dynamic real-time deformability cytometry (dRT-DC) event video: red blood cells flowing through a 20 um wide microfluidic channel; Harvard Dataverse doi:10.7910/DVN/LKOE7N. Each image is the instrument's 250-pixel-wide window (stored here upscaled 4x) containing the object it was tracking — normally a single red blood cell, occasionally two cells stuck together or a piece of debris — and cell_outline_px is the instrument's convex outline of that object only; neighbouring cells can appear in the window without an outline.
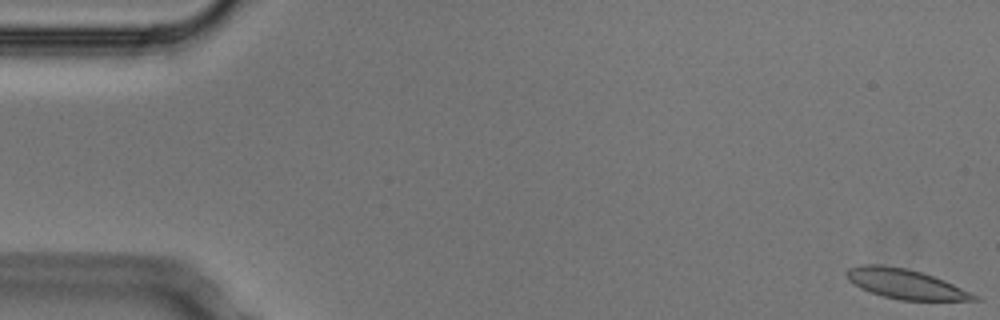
{"species": "Egyptian fruit bat (a non-hibernating species)", "species_latin": "Rousettus aegyptiacus", "temperature_condition": "cold", "stored_images_in_passage": 2, "camera_frame_rate_fps": 3000, "um_per_image_px": 0.085, "animal": {"sex": "male"}, "frame": {"image": 1, "passage_image": 1, "time_ms": 0.0, "image_size_px": [1000, 320], "cell_outline_px": [[980, 300], [900, 300], [884, 296], [860, 288], [848, 280], [844, 272], [848, 268], [860, 264], [880, 264], [904, 268], [920, 272], [944, 280], [980, 296]], "centroid_in_image_um": [76.93, 24.13], "position_along_channel_um": 8.1, "area_um2": 21.96}}
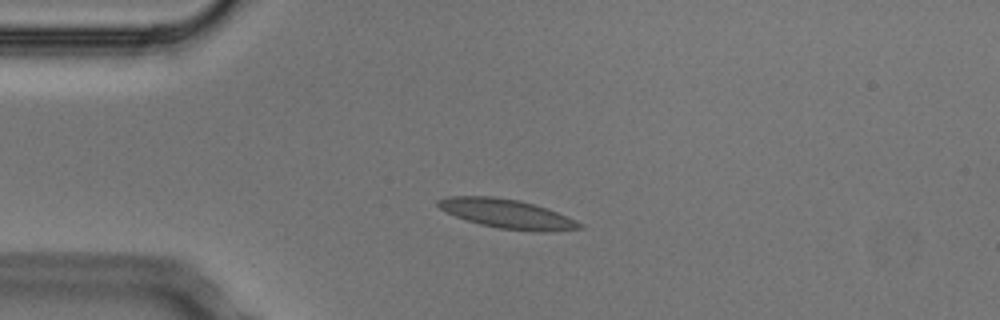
{"frame": {"image": 2, "passage_image": 2, "time_ms": 0.333, "image_size_px": [1000, 320], "cell_outline_px": [[584, 228], [548, 232], [532, 232], [496, 228], [480, 224], [456, 216], [440, 208], [436, 204], [436, 200], [448, 196], [492, 196], [520, 200], [548, 208], [576, 220], [584, 224]], "centroid_in_image_um": [43.15, 18.18], "position_along_channel_um": 41.9, "area_um2": 24.28}}